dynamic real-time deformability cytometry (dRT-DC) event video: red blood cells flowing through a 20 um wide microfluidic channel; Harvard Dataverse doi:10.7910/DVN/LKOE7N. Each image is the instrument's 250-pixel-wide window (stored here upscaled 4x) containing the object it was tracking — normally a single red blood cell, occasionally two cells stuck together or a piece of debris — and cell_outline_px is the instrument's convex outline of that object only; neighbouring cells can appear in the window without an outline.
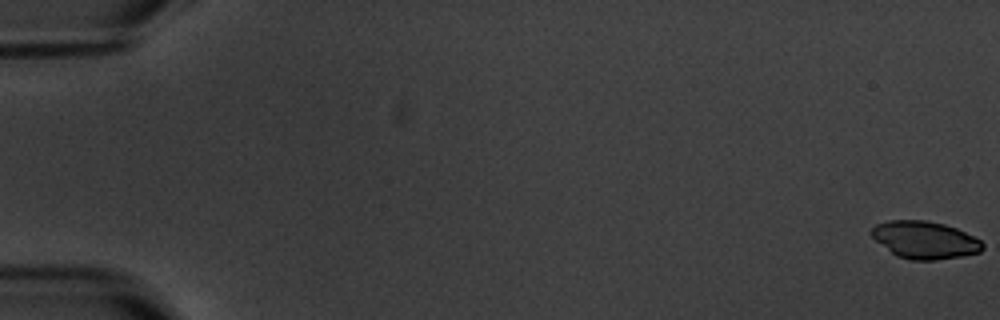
{"species": "common noctule bat (a hibernating species)", "species_latin": "Nyctalus noctula", "temperature_condition": "warm", "stored_images_in_passage": 6, "camera_frame_rate_fps": 3000, "um_per_image_px": 0.085, "animal": {"sex": "male", "body_mass_g": 20.1, "forearm_length_mm": 53.5}, "frame": {"image": 1, "passage_image": 1, "time_ms": 0.0, "image_size_px": [1000, 320], "cell_outline_px": [[984, 248], [980, 252], [964, 256], [936, 260], [912, 260], [896, 256], [876, 240], [872, 236], [872, 228], [876, 224], [888, 220], [924, 220], [944, 224], [956, 228], [980, 240], [984, 244]], "centroid_in_image_um": [78.62, 20.4], "position_along_channel_um": 6.4, "area_um2": 24.16}}
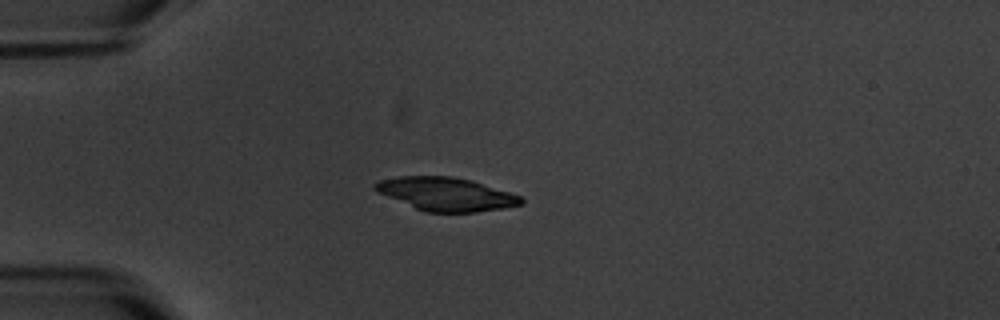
{"frame": {"image": 2, "passage_image": 5, "time_ms": 5.333, "image_size_px": [1000, 320], "cell_outline_px": [[524, 204], [504, 208], [476, 212], [424, 212], [376, 192], [372, 188], [372, 184], [380, 180], [400, 176], [452, 176], [472, 180], [520, 196], [524, 200]], "centroid_in_image_um": [37.88, 16.5], "position_along_channel_um": 47.1, "area_um2": 28.44}}